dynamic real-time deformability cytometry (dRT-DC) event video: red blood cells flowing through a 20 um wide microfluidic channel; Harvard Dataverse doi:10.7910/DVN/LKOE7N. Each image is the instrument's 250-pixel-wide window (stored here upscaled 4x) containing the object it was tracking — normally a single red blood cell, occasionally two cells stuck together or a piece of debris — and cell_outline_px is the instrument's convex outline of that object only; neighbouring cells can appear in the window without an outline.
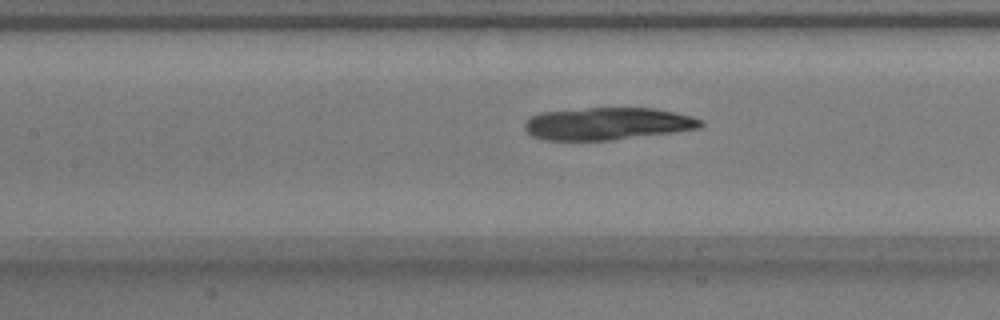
{"species": "common noctule bat (a hibernating species)", "species_latin": "Nyctalus noctula", "temperature_condition": "warm", "stored_images_in_passage": 42, "camera_frame_rate_fps": 3000, "um_per_image_px": 0.085, "animal": {"sex": "male", "body_mass_g": 17.9}, "frame": {"image": 1, "passage_image": 13, "time_ms": 4.0, "image_size_px": [1000, 320], "cell_outline_px": [[704, 124], [700, 128], [676, 132], [612, 140], [544, 140], [532, 136], [524, 128], [524, 124], [532, 116], [540, 112], [588, 108], [652, 108], [676, 112], [692, 116], [700, 120]], "centroid_in_image_um": [51.65, 10.51], "position_along_channel_um": 155.7, "area_um2": 33.23}}
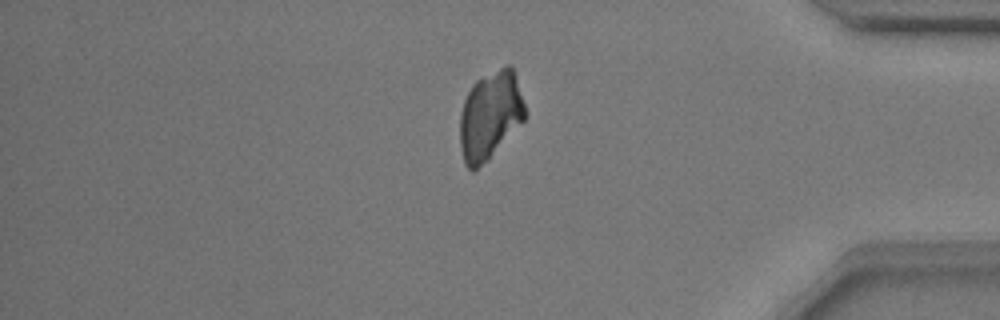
{"frame": {"image": 2, "passage_image": 34, "time_ms": 11.0, "image_size_px": [1000, 320], "cell_outline_px": [[524, 120], [488, 160], [472, 172], [464, 164], [460, 148], [460, 112], [464, 100], [472, 84], [476, 80], [508, 64], [512, 68], [516, 76], [524, 104]], "centroid_in_image_um": [41.63, 9.84], "position_along_channel_um": 393.6, "area_um2": 33.23}}
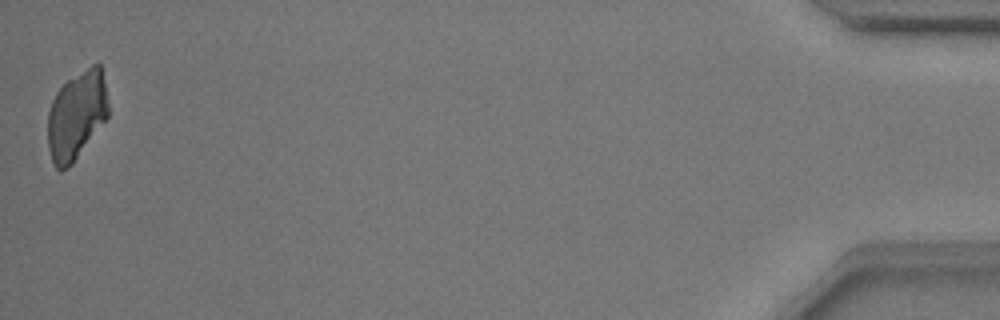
{"frame": {"image": 3, "passage_image": 42, "time_ms": 13.667, "image_size_px": [1000, 320], "cell_outline_px": [[108, 116], [72, 164], [60, 172], [52, 164], [48, 148], [48, 112], [52, 100], [56, 92], [68, 80], [92, 64], [100, 64], [104, 80], [108, 104]], "centroid_in_image_um": [6.48, 9.82], "position_along_channel_um": 428.7, "area_um2": 30.98}}